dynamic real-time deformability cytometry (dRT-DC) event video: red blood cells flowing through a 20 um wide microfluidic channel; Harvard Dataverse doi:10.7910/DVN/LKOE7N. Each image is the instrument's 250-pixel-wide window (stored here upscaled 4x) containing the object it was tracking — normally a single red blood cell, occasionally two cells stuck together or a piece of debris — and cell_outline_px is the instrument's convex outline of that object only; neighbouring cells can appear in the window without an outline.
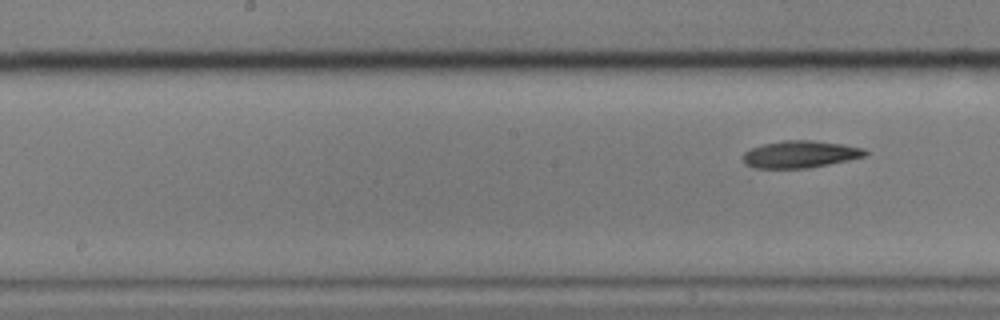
{"species": "common noctule bat (a hibernating species)", "species_latin": "Nyctalus noctula", "temperature_condition": "cold", "stored_images_in_passage": 10, "segment_of_instrument_passage": [2, 2], "camera_frame_rate_fps": 3000, "um_per_image_px": 0.085, "animal": {"sex": "male", "body_mass_g": 17.9}, "frame": {"image": 1, "passage_image": 10, "time_ms": 12.333, "image_size_px": [1000, 320], "cell_outline_px": [[868, 152], [864, 156], [848, 160], [808, 168], [756, 172], [752, 172], [744, 164], [744, 152], [752, 148], [764, 144], [784, 140], [812, 140], [840, 144], [864, 148]], "centroid_in_image_um": [67.86, 13.18], "position_along_channel_um": 180.3, "area_um2": 20.11}}